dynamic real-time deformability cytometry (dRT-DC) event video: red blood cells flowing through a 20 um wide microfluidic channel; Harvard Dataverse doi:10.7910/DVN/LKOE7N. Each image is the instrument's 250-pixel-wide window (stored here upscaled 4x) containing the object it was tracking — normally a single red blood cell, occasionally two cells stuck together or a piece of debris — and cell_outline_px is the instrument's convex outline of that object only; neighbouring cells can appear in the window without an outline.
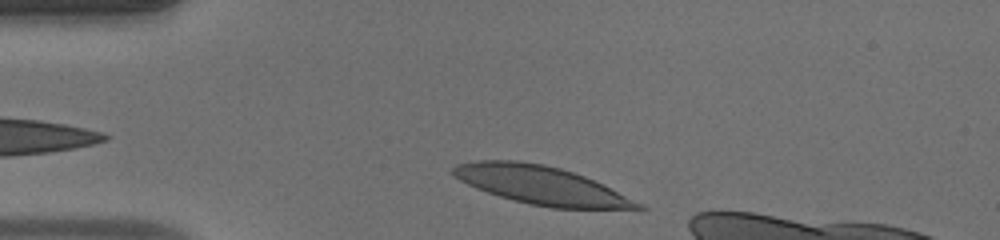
{"species": "human", "species_latin": "Homo sapiens", "temperature_condition": "warm", "stored_images_in_passage": 34, "camera_frame_rate_fps": 3000, "um_per_image_px": 0.085, "donor": {"sex": "male"}, "frame": {"image": 1, "passage_image": 2, "time_ms": 0.333, "image_size_px": [1000, 240], "cell_outline_px": [[644, 208], [556, 208], [532, 204], [500, 196], [488, 192], [468, 184], [460, 180], [452, 172], [452, 168], [460, 164], [480, 160], [512, 160], [544, 164], [560, 168], [584, 176], [640, 204]], "centroid_in_image_um": [45.9, 15.72], "position_along_channel_um": 39.1, "area_um2": 39.59}}
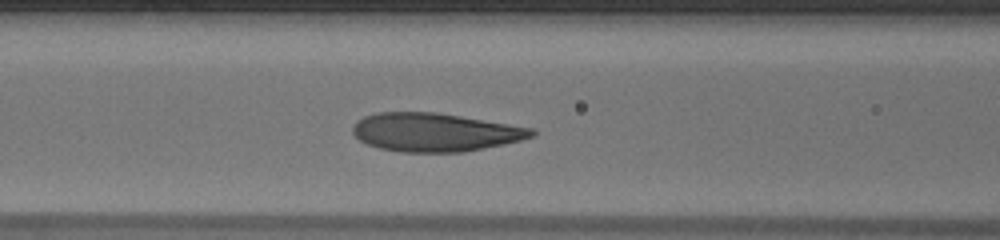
{"frame": {"image": 2, "passage_image": 11, "time_ms": 3.333, "image_size_px": [1000, 240], "cell_outline_px": [[536, 132], [532, 136], [520, 140], [460, 152], [404, 152], [380, 148], [368, 144], [360, 140], [352, 132], [352, 128], [356, 120], [364, 116], [376, 112], [436, 112], [532, 128]], "centroid_in_image_um": [36.9, 11.23], "position_along_channel_um": 129.7, "area_um2": 39.54}}
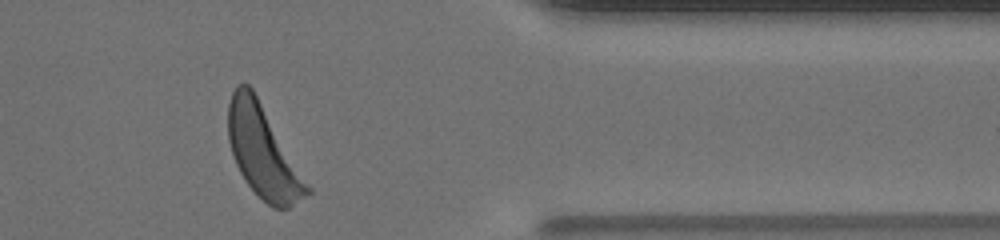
{"frame": {"image": 3, "passage_image": 31, "time_ms": 10.0, "image_size_px": [1000, 240], "cell_outline_px": [[312, 192], [288, 208], [272, 208], [248, 184], [240, 172], [236, 164], [228, 140], [228, 104], [232, 92], [240, 84], [248, 84], [252, 88], [312, 188]], "centroid_in_image_um": [22.37, 12.92], "position_along_channel_um": 389.0, "area_um2": 41.56}}